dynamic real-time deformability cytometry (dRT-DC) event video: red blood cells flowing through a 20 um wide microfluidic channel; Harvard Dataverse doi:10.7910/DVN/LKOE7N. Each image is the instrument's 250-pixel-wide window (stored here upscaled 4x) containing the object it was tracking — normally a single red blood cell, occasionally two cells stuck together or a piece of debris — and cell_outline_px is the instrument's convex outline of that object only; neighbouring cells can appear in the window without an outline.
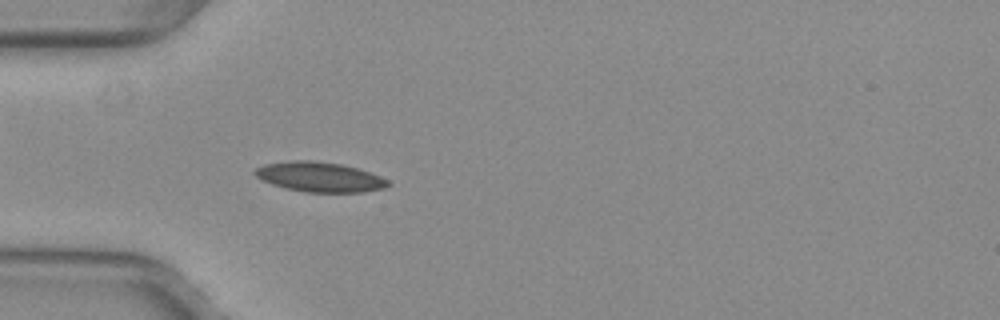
{"species": "common noctule bat (a hibernating species)", "species_latin": "Nyctalus noctula", "temperature_condition": "warm", "stored_images_in_passage": 48, "camera_frame_rate_fps": 3000, "um_per_image_px": 0.085, "animal": {"sex": "female", "body_mass_g": 29.2, "forearm_length_mm": 56.3}, "frame": {"image": 1, "passage_image": 12, "time_ms": 3.667, "image_size_px": [1000, 320], "cell_outline_px": [[392, 184], [384, 188], [364, 192], [304, 192], [284, 188], [272, 184], [256, 176], [252, 172], [256, 168], [264, 164], [296, 160], [312, 160], [340, 164], [356, 168], [380, 176], [388, 180]], "centroid_in_image_um": [27.17, 15.05], "position_along_channel_um": 57.8, "area_um2": 23.06}}
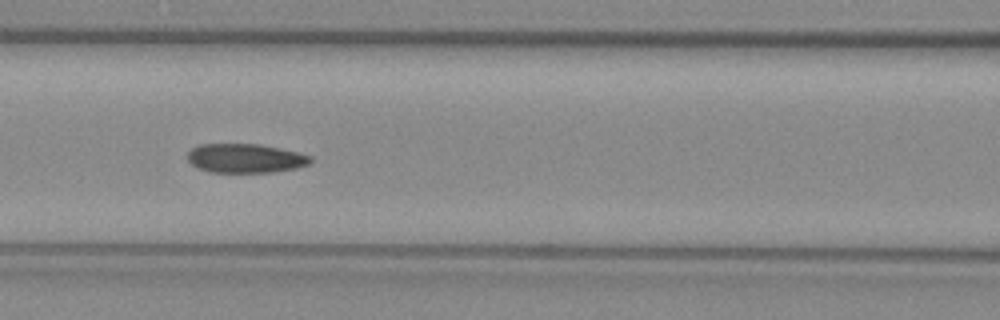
{"frame": {"image": 2, "passage_image": 19, "time_ms": 6.0, "image_size_px": [1000, 320], "cell_outline_px": [[312, 160], [308, 164], [296, 168], [272, 172], [208, 172], [192, 164], [188, 160], [188, 152], [192, 148], [200, 144], [256, 144], [280, 148], [300, 152], [312, 156]], "centroid_in_image_um": [20.88, 13.45], "position_along_channel_um": 145.7, "area_um2": 20.81}}
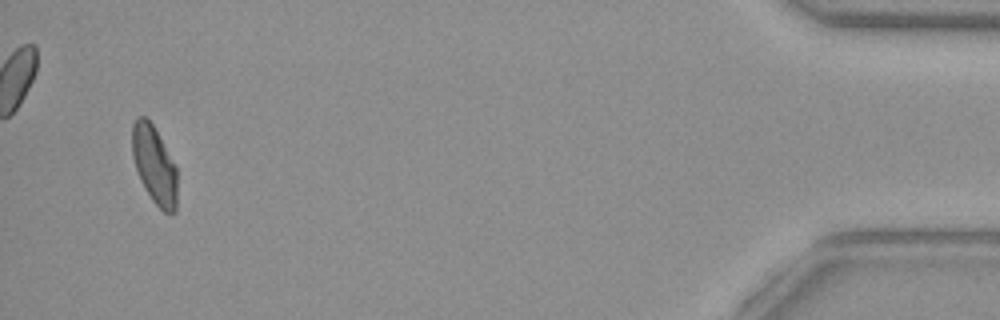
{"frame": {"image": 3, "passage_image": 46, "time_ms": 15.0, "image_size_px": [1000, 320], "cell_outline_px": [[176, 212], [164, 212], [152, 200], [144, 188], [140, 180], [132, 156], [132, 124], [136, 116], [144, 116], [152, 124], [176, 168]], "centroid_in_image_um": [13.08, 14.02], "position_along_channel_um": 422.1, "area_um2": 20.06}, "authors_computed_cell_mechanics": {"area_um2": 21.3282, "velocity_mm_per_s": 3.9949, "shape_relaxation_time_tau1_ms": null, "shape_relaxation_time_tau2_ms": 2.1469, "deformation_change_tau1": null, "deformation_change_tau2": 0.0711}}